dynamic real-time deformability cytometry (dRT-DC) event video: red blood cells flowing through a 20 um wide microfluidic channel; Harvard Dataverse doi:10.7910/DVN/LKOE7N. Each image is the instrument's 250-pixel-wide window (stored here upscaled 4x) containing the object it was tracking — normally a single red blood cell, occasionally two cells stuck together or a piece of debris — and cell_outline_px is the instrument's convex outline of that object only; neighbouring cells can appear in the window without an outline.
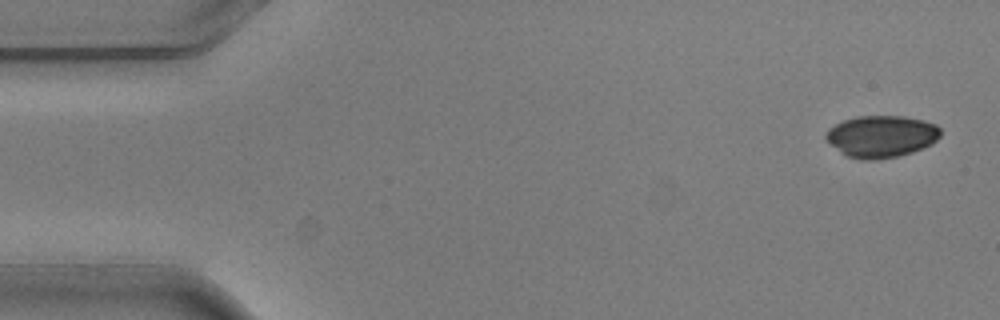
{"species": "common noctule bat (a hibernating species)", "species_latin": "Nyctalus noctula", "temperature_condition": "warm", "stored_images_in_passage": 5, "camera_frame_rate_fps": 3000, "um_per_image_px": 0.085, "animal": {"sex": "male", "body_mass_g": 20.5, "forearm_length_mm": 52.5}, "frame": {"image": 1, "passage_image": 1, "time_ms": 0.0, "image_size_px": [1000, 320], "cell_outline_px": [[940, 136], [932, 144], [912, 152], [896, 156], [872, 160], [860, 160], [848, 156], [840, 152], [824, 136], [828, 128], [844, 120], [856, 116], [904, 116], [924, 120], [936, 124], [940, 128]], "centroid_in_image_um": [74.93, 11.58], "position_along_channel_um": 10.1, "area_um2": 27.92}}
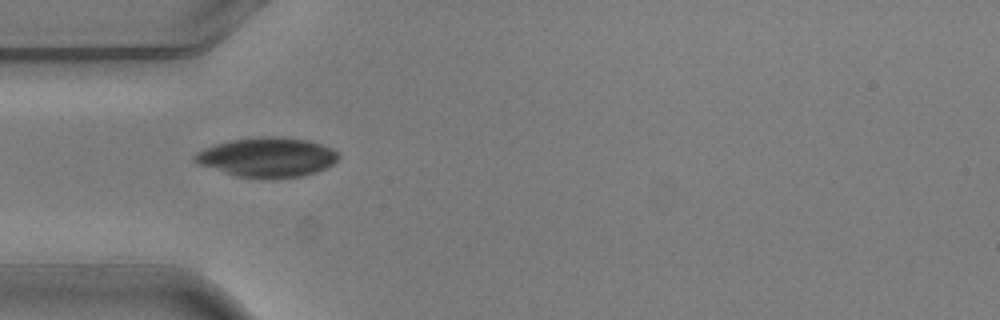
{"frame": {"image": 2, "passage_image": 4, "time_ms": 1.0, "image_size_px": [1000, 320], "cell_outline_px": [[340, 156], [332, 164], [316, 172], [300, 176], [272, 180], [264, 180], [236, 176], [196, 164], [192, 160], [192, 156], [196, 152], [204, 148], [216, 144], [232, 140], [260, 136], [272, 136], [308, 140], [332, 148]], "centroid_in_image_um": [22.66, 13.39], "position_along_channel_um": 62.3, "area_um2": 33.47}}